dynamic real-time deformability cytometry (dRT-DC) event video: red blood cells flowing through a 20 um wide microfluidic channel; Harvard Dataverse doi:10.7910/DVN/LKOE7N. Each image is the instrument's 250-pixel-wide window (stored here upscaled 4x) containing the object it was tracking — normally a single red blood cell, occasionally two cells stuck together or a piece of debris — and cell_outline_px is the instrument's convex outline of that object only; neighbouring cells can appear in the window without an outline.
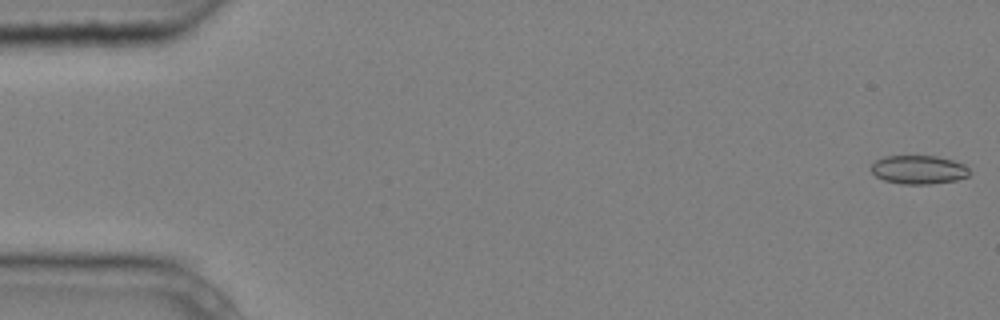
{"species": "common noctule bat (a hibernating species)", "species_latin": "Nyctalus noctula", "temperature_condition": "cold", "stored_images_in_passage": 4, "camera_frame_rate_fps": 3000, "um_per_image_px": 0.085, "animal": {"sex": "male", "body_mass_g": 20.4}, "frame": {"image": 1, "passage_image": 1, "time_ms": 0.0, "image_size_px": [1000, 320], "cell_outline_px": [[968, 176], [956, 180], [928, 184], [900, 184], [884, 180], [876, 176], [872, 172], [872, 164], [876, 160], [884, 156], [936, 156], [952, 160], [964, 164], [968, 168]], "centroid_in_image_um": [78.07, 14.42], "position_along_channel_um": 6.9, "area_um2": 16.3}}
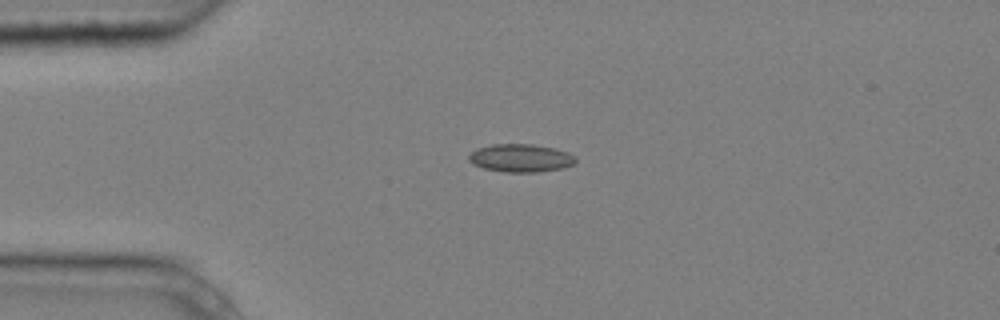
{"frame": {"image": 2, "passage_image": 4, "time_ms": 1.0, "image_size_px": [1000, 320], "cell_outline_px": [[576, 164], [564, 168], [536, 172], [504, 172], [484, 168], [472, 164], [468, 160], [468, 156], [476, 148], [492, 144], [532, 144], [556, 148], [568, 152], [576, 156]], "centroid_in_image_um": [44.29, 13.43], "position_along_channel_um": 40.7, "area_um2": 17.69}}